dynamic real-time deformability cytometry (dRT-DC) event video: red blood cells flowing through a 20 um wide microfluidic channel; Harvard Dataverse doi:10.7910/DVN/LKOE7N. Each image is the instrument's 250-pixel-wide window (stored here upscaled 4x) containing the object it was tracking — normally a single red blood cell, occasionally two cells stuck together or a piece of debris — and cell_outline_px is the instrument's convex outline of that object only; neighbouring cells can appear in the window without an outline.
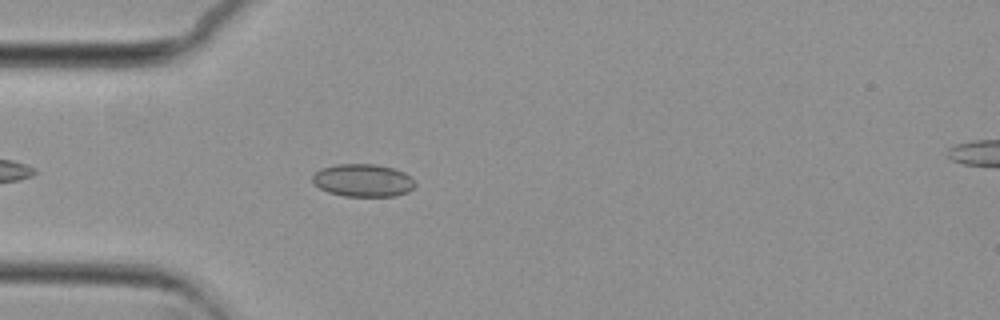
{"species": "common noctule bat (a hibernating species)", "species_latin": "Nyctalus noctula", "temperature_condition": "cold", "stored_images_in_passage": 44, "camera_frame_rate_fps": 3000, "um_per_image_px": 0.085, "animal": {"sex": "female", "body_mass_g": 29.2, "forearm_length_mm": 56.3}, "frame": {"image": 1, "passage_image": 5, "time_ms": 1.333, "image_size_px": [1000, 320], "cell_outline_px": [[416, 184], [408, 192], [396, 196], [344, 196], [328, 192], [312, 184], [312, 176], [320, 168], [336, 164], [376, 164], [392, 168], [404, 172]], "centroid_in_image_um": [30.81, 15.33], "position_along_channel_um": 54.2, "area_um2": 19.59}}
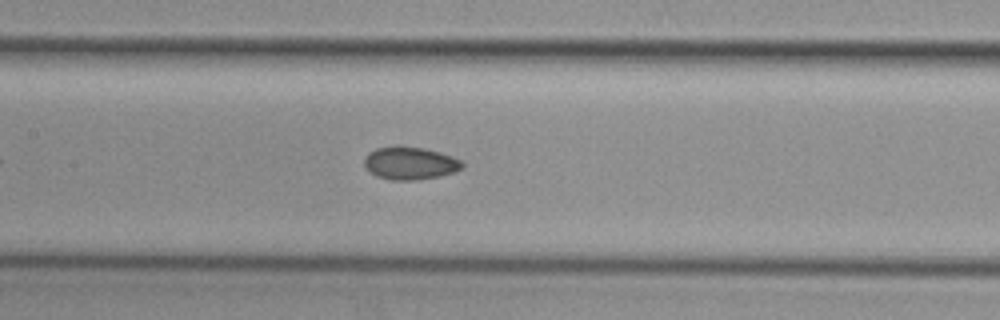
{"frame": {"image": 2, "passage_image": 15, "time_ms": 4.667, "image_size_px": [1000, 320], "cell_outline_px": [[464, 164], [460, 168], [452, 172], [440, 176], [416, 180], [388, 180], [376, 176], [368, 172], [364, 164], [364, 160], [368, 152], [376, 148], [396, 144], [400, 144], [424, 148], [440, 152], [452, 156], [460, 160]], "centroid_in_image_um": [34.79, 13.85], "position_along_channel_um": 172.6, "area_um2": 19.07}}
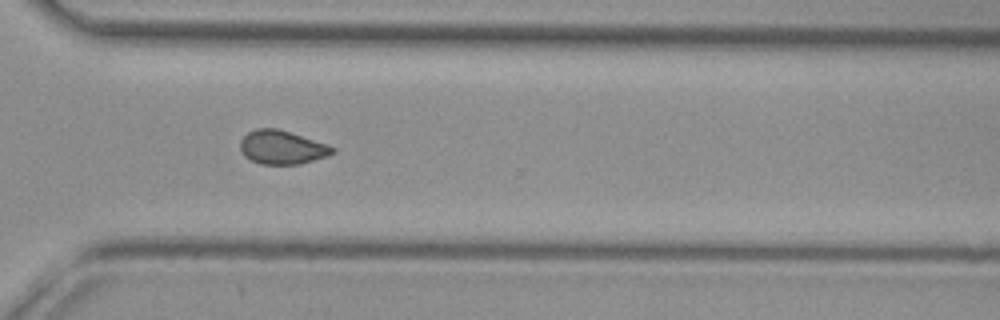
{"frame": {"image": 3, "passage_image": 29, "time_ms": 9.333, "image_size_px": [1000, 320], "cell_outline_px": [[336, 152], [328, 156], [300, 164], [260, 164], [244, 156], [240, 148], [240, 140], [248, 132], [256, 128], [276, 128], [336, 148]], "centroid_in_image_um": [23.94, 12.54], "position_along_channel_um": 346.7, "area_um2": 17.86}, "authors_computed_cell_mechanics": {"area_um2": 18.1781, "velocity_mm_per_s": 3.7345, "shape_relaxation_time_tau1_ms": null, "shape_relaxation_time_tau2_ms": 3.1756, "deformation_change_tau1": null, "deformation_change_tau2": 0.0693}}